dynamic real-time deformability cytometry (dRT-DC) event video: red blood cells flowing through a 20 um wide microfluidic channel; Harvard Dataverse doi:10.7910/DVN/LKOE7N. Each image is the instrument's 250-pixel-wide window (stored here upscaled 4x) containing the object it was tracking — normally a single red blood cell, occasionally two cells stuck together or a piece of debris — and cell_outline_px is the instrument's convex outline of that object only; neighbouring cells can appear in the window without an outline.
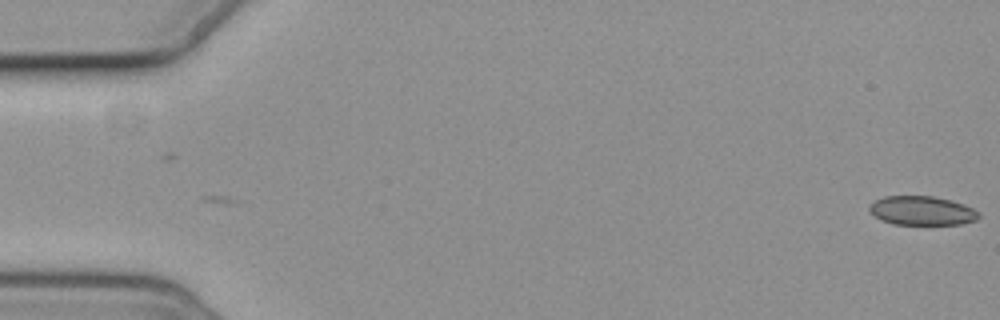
{"species": "common noctule bat (a hibernating species)", "species_latin": "Nyctalus noctula", "temperature_condition": "cold", "stored_images_in_passage": 5, "camera_frame_rate_fps": 3000, "um_per_image_px": 0.085, "animal": {"sex": "female", "body_mass_g": 19.3, "forearm_length_mm": 54.1}, "frame": {"image": 1, "passage_image": 5, "time_ms": 5.333, "image_size_px": [1000, 320], "cell_outline_px": [[980, 216], [976, 220], [960, 224], [896, 224], [880, 220], [868, 208], [876, 200], [884, 196], [932, 196], [952, 200], [964, 204], [980, 212]], "centroid_in_image_um": [78.4, 17.9], "position_along_channel_um": 6.6, "area_um2": 18.38}}